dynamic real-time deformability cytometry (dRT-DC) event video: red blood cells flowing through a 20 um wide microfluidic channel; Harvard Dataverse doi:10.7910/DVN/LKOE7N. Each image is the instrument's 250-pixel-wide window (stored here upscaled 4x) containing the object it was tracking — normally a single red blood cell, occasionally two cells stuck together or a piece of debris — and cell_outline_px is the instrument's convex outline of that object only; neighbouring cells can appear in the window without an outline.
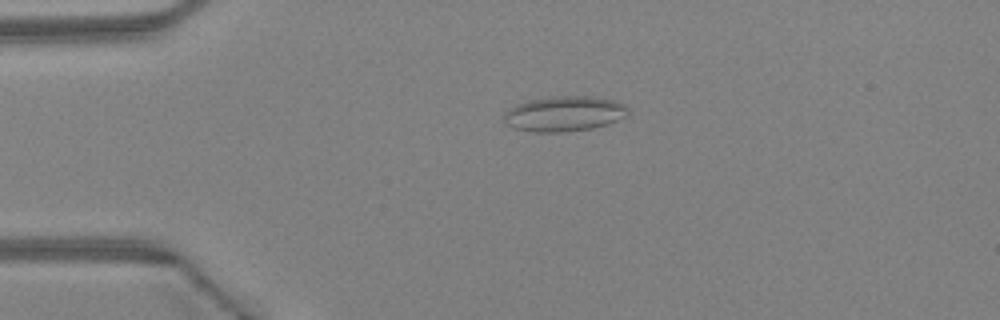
{"species": "Egyptian fruit bat (a non-hibernating species)", "species_latin": "Rousettus aegyptiacus", "temperature_condition": "warm", "stored_images_in_passage": 35, "camera_frame_rate_fps": 3000, "um_per_image_px": 0.085, "animal": {"sex": "female"}, "frame": {"image": 1, "passage_image": 1, "time_ms": 0.0, "image_size_px": [1000, 320], "cell_outline_px": [[628, 116], [608, 124], [592, 128], [560, 132], [536, 132], [516, 128], [508, 124], [504, 120], [504, 112], [516, 104], [528, 100], [552, 96], [592, 96], [616, 100], [624, 104], [628, 108]], "centroid_in_image_um": [48.0, 9.65], "position_along_channel_um": 37.0, "area_um2": 25.55}}
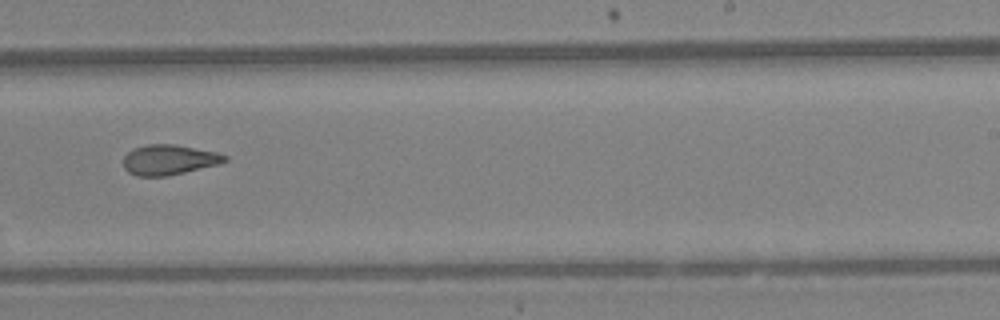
{"frame": {"image": 2, "passage_image": 19, "time_ms": 6.0, "image_size_px": [1000, 320], "cell_outline_px": [[228, 160], [220, 164], [168, 176], [136, 176], [128, 172], [124, 168], [124, 156], [132, 148], [148, 144], [172, 144], [216, 152], [228, 156]], "centroid_in_image_um": [14.36, 13.59], "position_along_channel_um": 274.6, "area_um2": 17.86}}
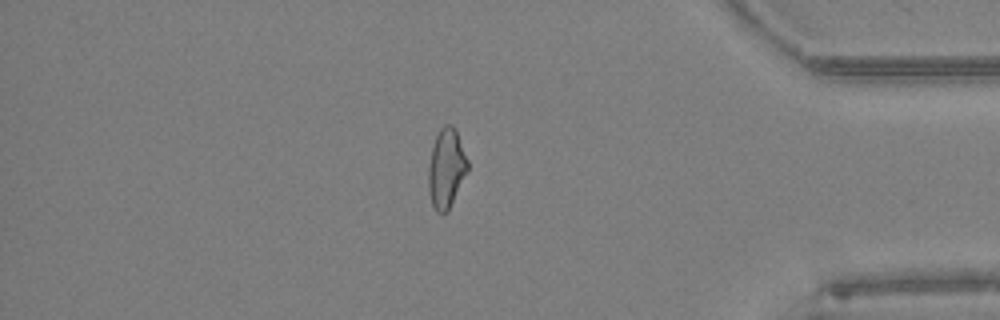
{"frame": {"image": 3, "passage_image": 29, "time_ms": 9.333, "image_size_px": [1000, 320], "cell_outline_px": [[468, 172], [448, 212], [436, 212], [432, 204], [428, 188], [428, 168], [432, 148], [436, 136], [440, 128], [444, 124], [452, 124], [456, 128], [468, 160]], "centroid_in_image_um": [37.95, 14.3], "position_along_channel_um": 397.2, "area_um2": 18.38}, "authors_computed_cell_mechanics": {"area_um2": 18.3226, "velocity_mm_per_s": 4.5919, "shape_relaxation_time_tau1_ms": null, "shape_relaxation_time_tau2_ms": 2.9775, "deformation_change_tau1": null, "deformation_change_tau2": 0.1151}}